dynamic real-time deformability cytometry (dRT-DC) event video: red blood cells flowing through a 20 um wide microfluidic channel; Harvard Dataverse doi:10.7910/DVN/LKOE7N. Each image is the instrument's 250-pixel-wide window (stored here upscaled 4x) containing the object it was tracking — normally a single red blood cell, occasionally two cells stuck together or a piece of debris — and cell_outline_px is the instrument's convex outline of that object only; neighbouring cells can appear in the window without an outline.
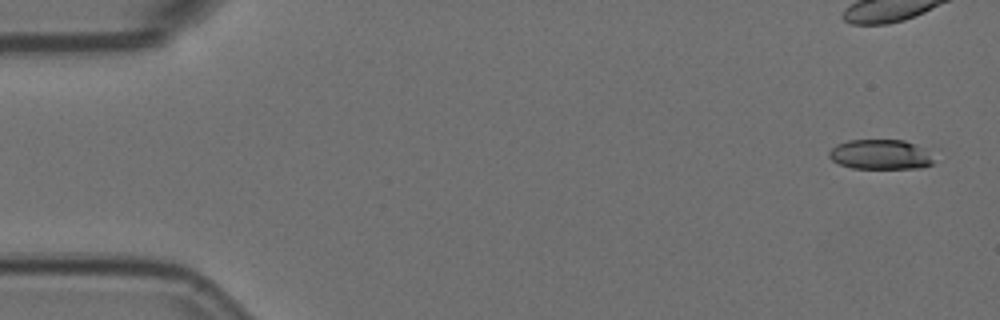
{"species": "Egyptian fruit bat (a non-hibernating species)", "species_latin": "Rousettus aegyptiacus", "temperature_condition": "room temperature", "stored_images_in_passage": 15, "camera_frame_rate_fps": 3000, "um_per_image_px": 0.085, "animal": {"sex": "female"}, "frame": {"image": 1, "passage_image": 1, "time_ms": 0.0, "image_size_px": [1000, 320], "cell_outline_px": [[932, 164], [920, 168], [852, 168], [840, 164], [832, 160], [828, 156], [828, 152], [836, 144], [848, 140], [904, 140], [932, 152]], "centroid_in_image_um": [74.83, 13.13], "position_along_channel_um": 10.2, "area_um2": 18.21}}
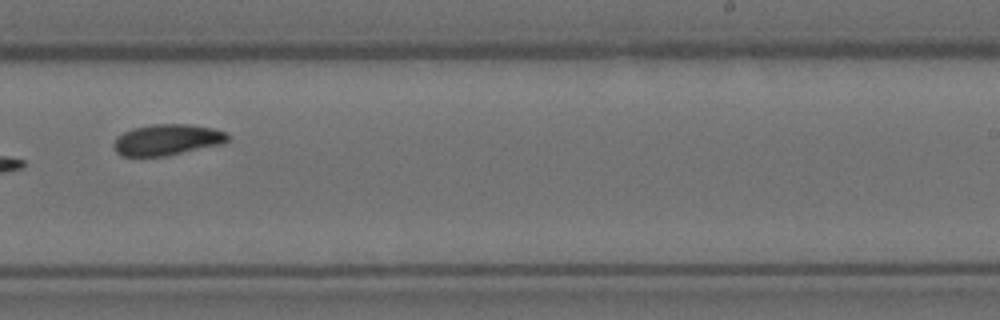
{"frame": {"image": 2, "passage_image": 10, "time_ms": 3.0, "image_size_px": [1000, 320], "cell_outline_px": [[228, 140], [224, 144], [164, 156], [120, 156], [116, 152], [112, 144], [116, 136], [132, 128], [152, 124], [192, 124], [212, 128], [228, 132]], "centroid_in_image_um": [14.2, 11.87], "position_along_channel_um": 274.8, "area_um2": 20.87}}
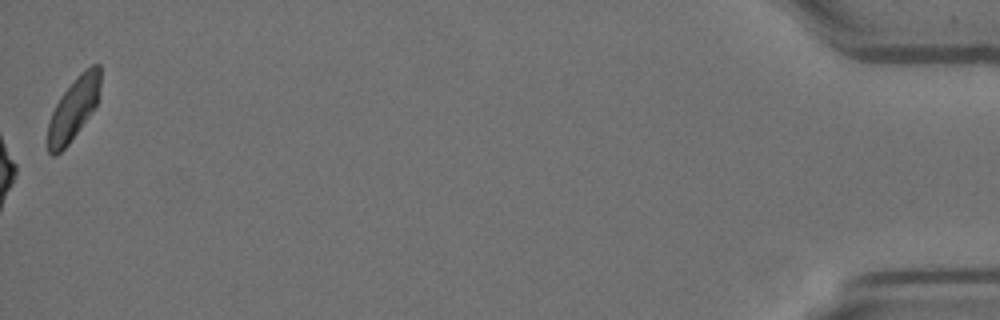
{"frame": {"image": 3, "passage_image": 15, "time_ms": 4.667, "image_size_px": [1000, 320], "cell_outline_px": [[100, 84], [96, 104], [88, 116], [68, 144], [56, 156], [52, 156], [48, 152], [48, 124], [52, 112], [60, 96], [80, 72], [84, 68], [92, 64], [100, 64]], "centroid_in_image_um": [6.23, 9.22], "position_along_channel_um": 429.0, "area_um2": 18.73}}